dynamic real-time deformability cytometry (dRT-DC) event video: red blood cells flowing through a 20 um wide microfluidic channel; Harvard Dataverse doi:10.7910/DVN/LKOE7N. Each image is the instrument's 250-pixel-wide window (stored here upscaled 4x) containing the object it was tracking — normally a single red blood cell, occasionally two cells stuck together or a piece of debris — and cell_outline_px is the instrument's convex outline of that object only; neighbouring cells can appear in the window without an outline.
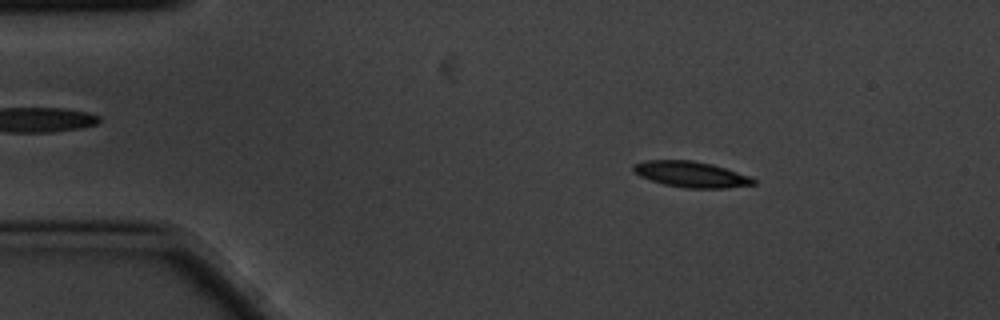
{"species": "common noctule bat (a hibernating species)", "species_latin": "Nyctalus noctula", "temperature_condition": "cold", "stored_images_in_passage": 5, "segment_of_instrument_passage": [1, 2], "camera_frame_rate_fps": 3000, "um_per_image_px": 0.085, "animal": {"sex": "male", "body_mass_g": 20.1, "forearm_length_mm": 53.5}, "frame": {"image": 1, "passage_image": 2, "time_ms": 0.333, "image_size_px": [1000, 320], "cell_outline_px": [[756, 184], [728, 188], [688, 188], [664, 184], [640, 176], [632, 168], [632, 164], [648, 160], [692, 160], [712, 164], [752, 176], [756, 180]], "centroid_in_image_um": [58.8, 14.81], "position_along_channel_um": 26.2, "area_um2": 18.09}}